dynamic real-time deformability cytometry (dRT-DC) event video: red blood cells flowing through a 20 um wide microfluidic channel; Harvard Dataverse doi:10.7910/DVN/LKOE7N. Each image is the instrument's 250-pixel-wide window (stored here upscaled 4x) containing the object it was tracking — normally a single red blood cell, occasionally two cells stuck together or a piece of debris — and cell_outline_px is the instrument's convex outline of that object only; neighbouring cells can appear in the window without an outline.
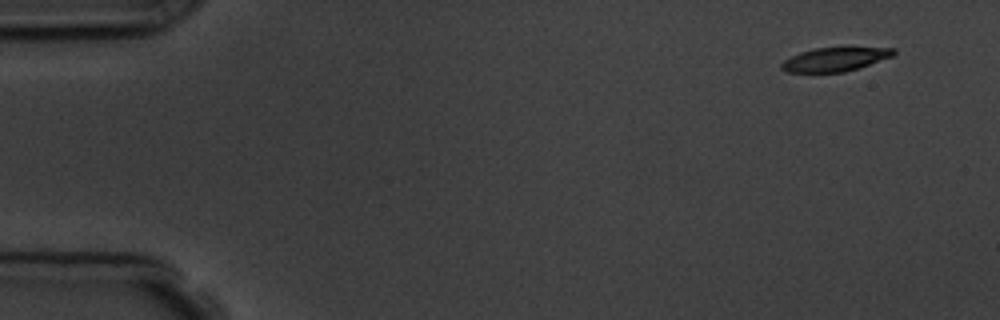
{"species": "common noctule bat (a hibernating species)", "species_latin": "Nyctalus noctula", "temperature_condition": "room temperature", "stored_images_in_passage": 7, "camera_frame_rate_fps": 3000, "um_per_image_px": 0.085, "animal": {"sex": "male", "body_mass_g": 19.5, "forearm_length_mm": 54.6}, "frame": {"image": 1, "passage_image": 1, "time_ms": 0.0, "image_size_px": [1000, 320], "cell_outline_px": [[896, 52], [892, 56], [844, 72], [788, 72], [780, 68], [780, 64], [784, 60], [800, 52], [816, 48], [896, 48]], "centroid_in_image_um": [70.93, 5.05], "position_along_channel_um": 14.1, "area_um2": 15.14}}
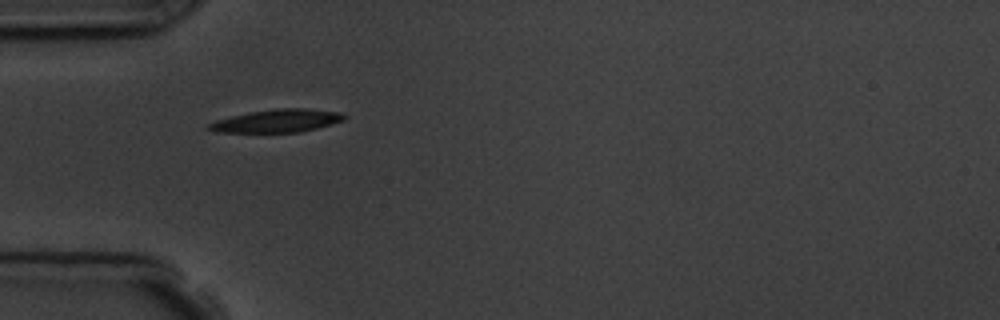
{"frame": {"image": 2, "passage_image": 5, "time_ms": 4.333, "image_size_px": [1000, 320], "cell_outline_px": [[348, 116], [344, 120], [332, 124], [300, 132], [216, 132], [204, 128], [208, 124], [216, 120], [248, 112], [276, 108], [304, 108], [340, 112]], "centroid_in_image_um": [23.55, 10.27], "position_along_channel_um": 61.5, "area_um2": 18.15}}